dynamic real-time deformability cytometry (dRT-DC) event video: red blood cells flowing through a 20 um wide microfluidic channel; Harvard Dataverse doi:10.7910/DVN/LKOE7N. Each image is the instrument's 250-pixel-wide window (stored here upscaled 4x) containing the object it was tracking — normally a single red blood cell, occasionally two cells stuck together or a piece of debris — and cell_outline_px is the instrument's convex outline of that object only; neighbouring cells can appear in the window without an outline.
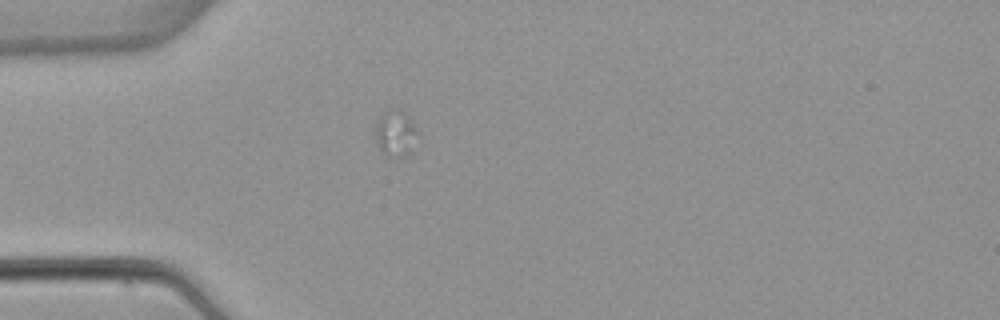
{"species": "common noctule bat (a hibernating species)", "species_latin": "Nyctalus noctula", "temperature_condition": "warm", "stored_images_in_passage": 1, "camera_frame_rate_fps": 3000, "um_per_image_px": 0.085, "animal": {"sex": "female", "body_mass_g": 22.7, "forearm_length_mm": 54.2}, "frame": {"image": 1, "passage_image": 1, "time_ms": 0.0, "image_size_px": [1000, 320], "cell_outline_px": [[416, 132], [412, 152], [408, 156], [388, 156], [380, 148], [376, 140], [376, 124], [384, 112], [392, 108], [408, 116], [412, 120], [416, 128]], "centroid_in_image_um": [33.63, 11.35], "position_along_channel_um": 51.4, "area_um2": 10.92}}